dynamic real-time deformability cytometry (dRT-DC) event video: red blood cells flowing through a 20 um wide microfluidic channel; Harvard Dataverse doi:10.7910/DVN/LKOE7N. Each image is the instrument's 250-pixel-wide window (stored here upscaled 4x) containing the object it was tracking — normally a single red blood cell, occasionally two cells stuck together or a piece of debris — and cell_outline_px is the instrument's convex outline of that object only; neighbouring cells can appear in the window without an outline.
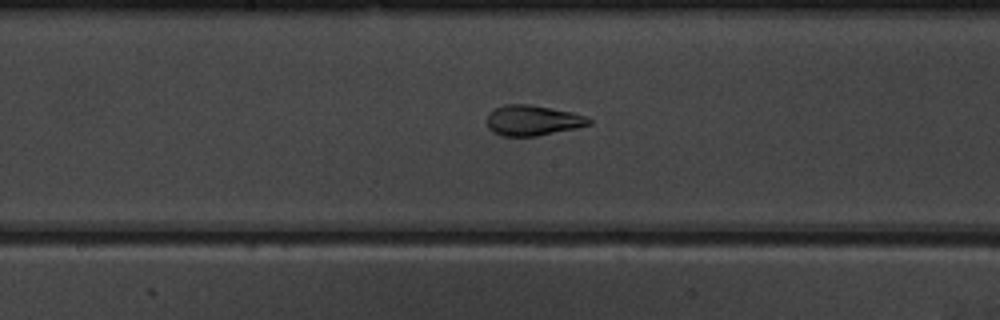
{"species": "common noctule bat (a hibernating species)", "species_latin": "Nyctalus noctula", "temperature_condition": "warm", "stored_images_in_passage": 51, "camera_frame_rate_fps": 3000, "um_per_image_px": 0.085, "animal": {"sex": "male", "body_mass_g": 19.5, "forearm_length_mm": 54.6}, "frame": {"image": 1, "passage_image": 26, "time_ms": 8.333, "image_size_px": [1000, 320], "cell_outline_px": [[592, 124], [580, 128], [536, 136], [504, 136], [492, 132], [488, 128], [488, 112], [504, 104], [528, 104], [572, 112], [588, 116], [592, 120]], "centroid_in_image_um": [45.32, 10.24], "position_along_channel_um": 202.9, "area_um2": 18.26}}
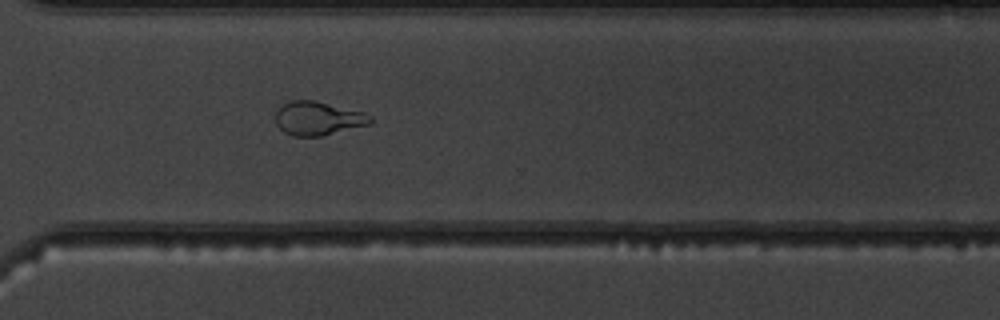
{"frame": {"image": 2, "passage_image": 37, "time_ms": 12.0, "image_size_px": [1000, 320], "cell_outline_px": [[372, 124], [320, 136], [292, 136], [284, 132], [276, 124], [276, 112], [284, 104], [292, 100], [316, 100], [364, 112], [372, 116]], "centroid_in_image_um": [27.06, 10.06], "position_along_channel_um": 343.5, "area_um2": 18.67}}
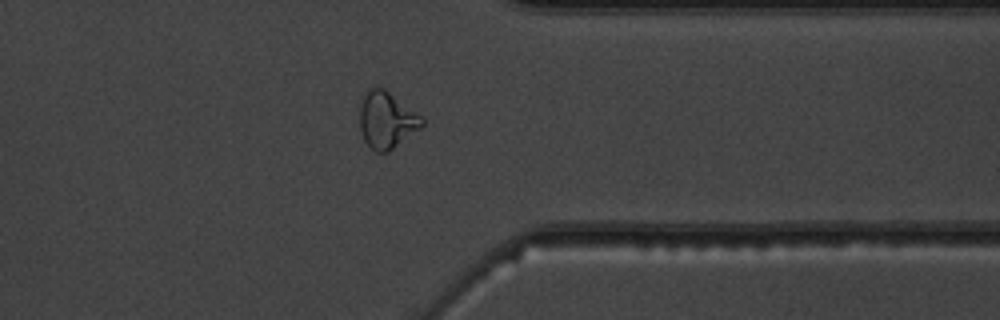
{"frame": {"image": 3, "passage_image": 40, "time_ms": 13.0, "image_size_px": [1000, 320], "cell_outline_px": [[424, 124], [420, 128], [388, 152], [376, 152], [364, 140], [360, 128], [360, 96], [368, 88], [376, 84], [384, 88], [420, 116], [424, 120]], "centroid_in_image_um": [32.81, 10.15], "position_along_channel_um": 378.6, "area_um2": 20.52}, "authors_computed_cell_mechanics": {"area_um2": 21.097, "velocity_mm_per_s": 3.8417, "shape_relaxation_time_tau1_ms": null, "shape_relaxation_time_tau2_ms": 1.2951, "deformation_change_tau1": null, "deformation_change_tau2": 0.0743}}